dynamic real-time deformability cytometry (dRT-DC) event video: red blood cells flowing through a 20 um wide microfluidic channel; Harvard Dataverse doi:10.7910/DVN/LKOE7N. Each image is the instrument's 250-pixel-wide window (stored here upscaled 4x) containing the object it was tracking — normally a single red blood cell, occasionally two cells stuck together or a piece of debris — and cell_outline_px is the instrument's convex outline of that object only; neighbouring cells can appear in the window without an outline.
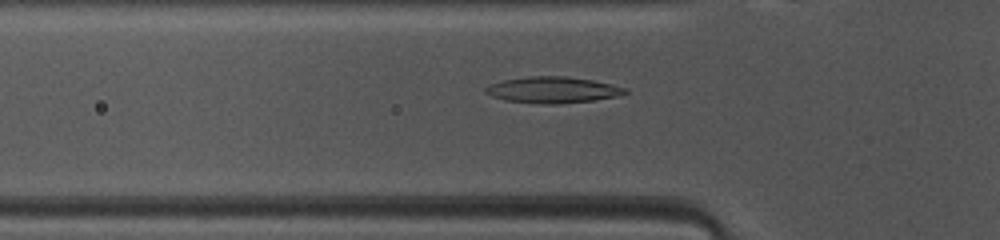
{"species": "common noctule bat (a hibernating species)", "species_latin": "Nyctalus noctula", "temperature_condition": "warm", "stored_images_in_passage": 43, "camera_frame_rate_fps": 3000, "um_per_image_px": 0.085, "animal": {"sex": "female", "body_mass_g": 10.0, "forearm_length_mm": 53.1}, "frame": {"image": 1, "passage_image": 10, "time_ms": 3.0, "image_size_px": [1000, 240], "cell_outline_px": [[628, 92], [616, 96], [592, 100], [556, 104], [548, 104], [504, 100], [492, 96], [484, 92], [484, 88], [492, 84], [504, 80], [528, 76], [564, 76], [592, 80], [628, 88]], "centroid_in_image_um": [46.97, 7.63], "position_along_channel_um": 78.8, "area_um2": 21.04}}
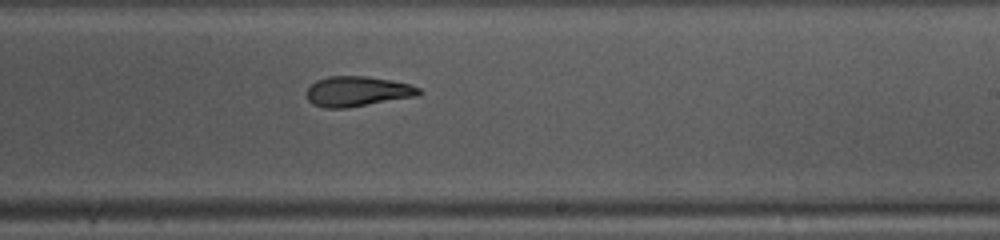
{"frame": {"image": 2, "passage_image": 23, "time_ms": 7.333, "image_size_px": [1000, 240], "cell_outline_px": [[424, 92], [420, 96], [348, 108], [324, 108], [312, 104], [308, 100], [308, 88], [316, 80], [328, 76], [368, 76], [392, 80], [408, 84], [420, 88]], "centroid_in_image_um": [30.43, 7.77], "position_along_channel_um": 258.6, "area_um2": 20.0}}
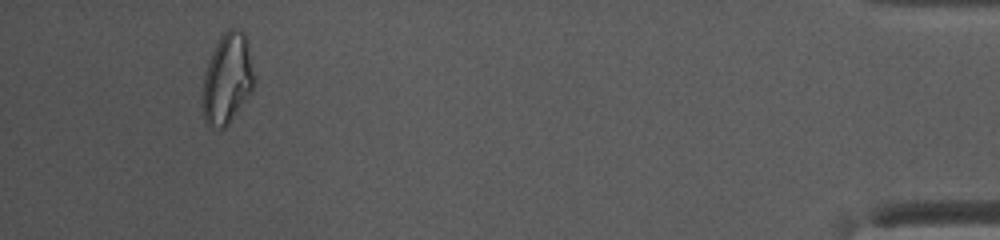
{"frame": {"image": 3, "passage_image": 40, "time_ms": 13.0, "image_size_px": [1000, 240], "cell_outline_px": [[256, 80], [252, 88], [228, 124], [224, 128], [220, 128], [208, 124], [204, 120], [200, 104], [200, 92], [204, 72], [208, 60], [220, 36], [228, 28], [236, 28], [244, 32], [248, 44]], "centroid_in_image_um": [19.27, 6.67], "position_along_channel_um": 415.9, "area_um2": 27.51}, "authors_computed_cell_mechanics": {"area_um2": 20.7502, "velocity_mm_per_s": 4.1237, "shape_relaxation_time_tau1_ms": 6.3639, "shape_relaxation_time_tau2_ms": 3.2508, "deformation_change_tau1": 0.1888, "deformation_change_tau2": 0.1196}}